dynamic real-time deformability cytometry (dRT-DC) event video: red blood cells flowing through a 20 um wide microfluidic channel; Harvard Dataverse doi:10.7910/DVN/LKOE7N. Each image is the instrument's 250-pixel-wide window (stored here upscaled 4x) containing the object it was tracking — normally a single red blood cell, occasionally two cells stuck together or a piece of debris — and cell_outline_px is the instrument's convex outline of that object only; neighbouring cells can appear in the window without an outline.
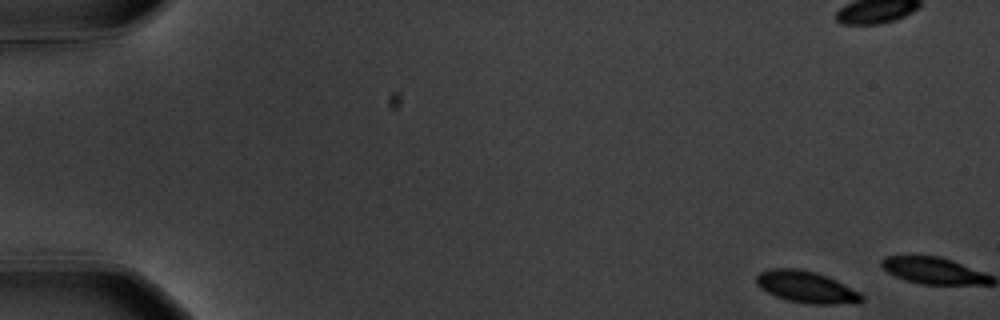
{"species": "common noctule bat (a hibernating species)", "species_latin": "Nyctalus noctula", "temperature_condition": "warm", "stored_images_in_passage": 7, "camera_frame_rate_fps": 3000, "um_per_image_px": 0.085, "animal": {"sex": "male", "body_mass_g": 20.1, "forearm_length_mm": 53.5}, "frame": {"image": 1, "passage_image": 1, "time_ms": 0.0, "image_size_px": [1000, 320], "cell_outline_px": [[864, 300], [860, 304], [808, 304], [788, 300], [776, 296], [760, 288], [756, 284], [756, 276], [760, 272], [768, 268], [800, 268], [816, 272], [828, 276], [860, 292], [864, 296]], "centroid_in_image_um": [68.58, 24.4], "position_along_channel_um": 16.4, "area_um2": 19.83}}